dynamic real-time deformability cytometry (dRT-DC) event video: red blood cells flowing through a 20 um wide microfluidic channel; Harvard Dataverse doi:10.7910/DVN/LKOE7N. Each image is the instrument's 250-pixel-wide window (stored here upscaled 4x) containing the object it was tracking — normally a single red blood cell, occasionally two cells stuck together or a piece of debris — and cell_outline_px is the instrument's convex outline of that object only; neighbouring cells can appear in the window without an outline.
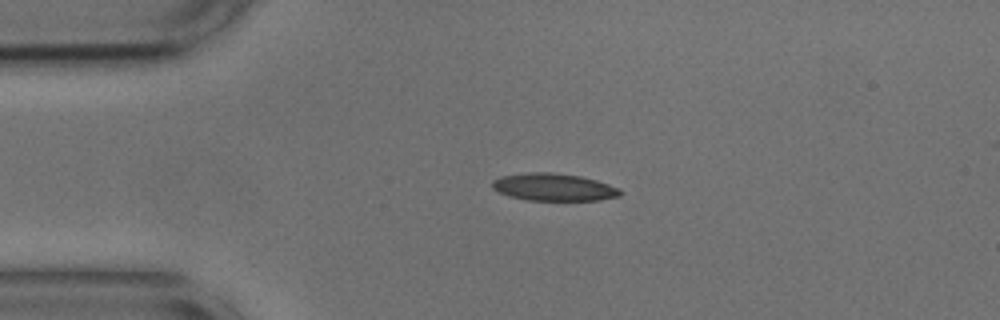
{"species": "common noctule bat (a hibernating species)", "species_latin": "Nyctalus noctula", "temperature_condition": "cold", "stored_images_in_passage": 43, "camera_frame_rate_fps": 3000, "um_per_image_px": 0.085, "animal": {"sex": "male", "body_mass_g": 17.9, "forearm_length_mm": 54.2}, "frame": {"image": 1, "passage_image": 1, "time_ms": 0.0, "image_size_px": [1000, 320], "cell_outline_px": [[620, 196], [600, 200], [528, 200], [512, 196], [500, 192], [492, 188], [492, 180], [500, 176], [528, 172], [552, 172], [580, 176], [596, 180], [620, 188]], "centroid_in_image_um": [47.07, 15.9], "position_along_channel_um": 37.9, "area_um2": 20.35}}
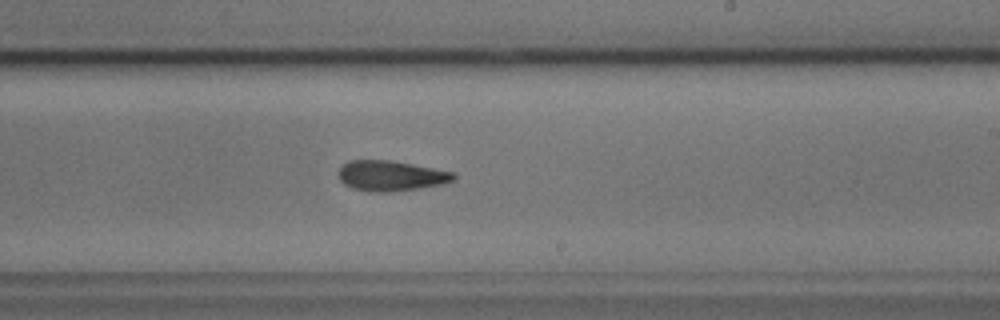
{"frame": {"image": 2, "passage_image": 21, "time_ms": 6.667, "image_size_px": [1000, 320], "cell_outline_px": [[456, 176], [452, 180], [444, 184], [388, 192], [372, 192], [352, 188], [344, 184], [340, 180], [340, 168], [348, 160], [388, 160], [412, 164], [456, 172]], "centroid_in_image_um": [33.24, 14.94], "position_along_channel_um": 255.8, "area_um2": 20.17}}
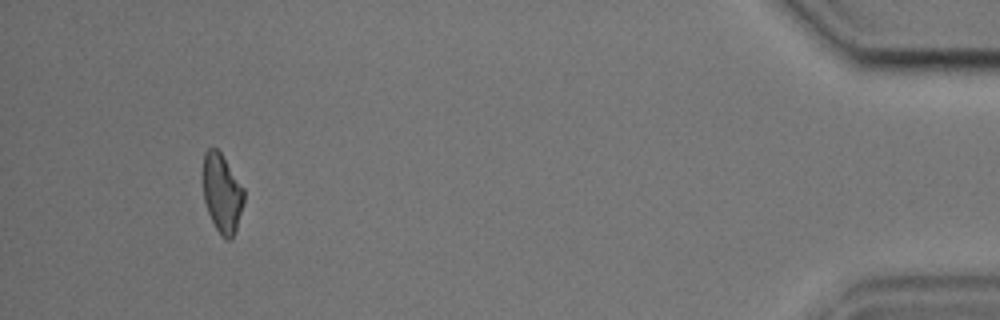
{"frame": {"image": 3, "passage_image": 40, "time_ms": 13.0, "image_size_px": [1000, 320], "cell_outline_px": [[244, 200], [236, 228], [232, 240], [224, 240], [220, 236], [208, 212], [204, 200], [200, 176], [204, 152], [208, 148], [216, 148], [220, 152], [244, 188]], "centroid_in_image_um": [18.82, 16.4], "position_along_channel_um": 416.4, "area_um2": 19.25}, "authors_computed_cell_mechanics": {"area_um2": 20.3456, "velocity_mm_per_s": 3.6599, "shape_relaxation_time_tau1_ms": 6.6895, "shape_relaxation_time_tau2_ms": 8.5098, "deformation_change_tau1": 0.1775, "deformation_change_tau2": 0.1949}}